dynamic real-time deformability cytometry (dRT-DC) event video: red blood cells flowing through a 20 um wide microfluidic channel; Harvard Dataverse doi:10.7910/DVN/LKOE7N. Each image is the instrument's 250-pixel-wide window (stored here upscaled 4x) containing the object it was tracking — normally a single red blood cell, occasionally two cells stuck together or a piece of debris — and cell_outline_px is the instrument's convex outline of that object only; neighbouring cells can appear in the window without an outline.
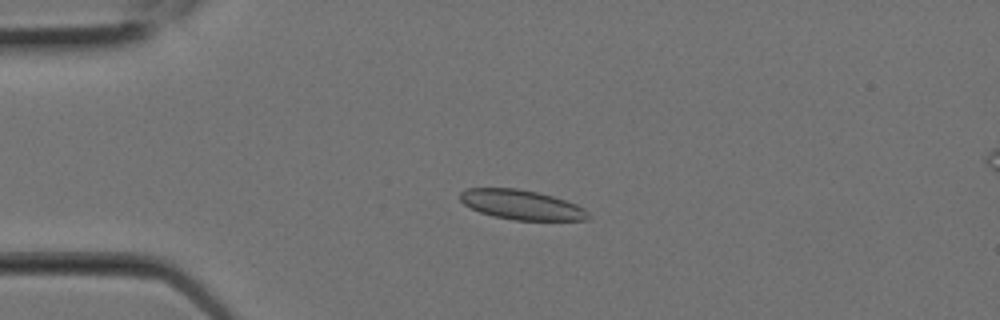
{"species": "Egyptian fruit bat (a non-hibernating species)", "species_latin": "Rousettus aegyptiacus", "temperature_condition": "room temperature", "stored_images_in_passage": 8, "camera_frame_rate_fps": 3000, "um_per_image_px": 0.085, "animal": {"sex": "female"}, "frame": {"image": 1, "passage_image": 5, "time_ms": 1.333, "image_size_px": [1000, 320], "cell_outline_px": [[588, 220], [512, 220], [492, 216], [480, 212], [464, 204], [460, 200], [460, 192], [468, 188], [516, 188], [540, 192], [576, 204], [584, 208], [588, 212]], "centroid_in_image_um": [44.32, 17.4], "position_along_channel_um": 40.7, "area_um2": 22.14}}
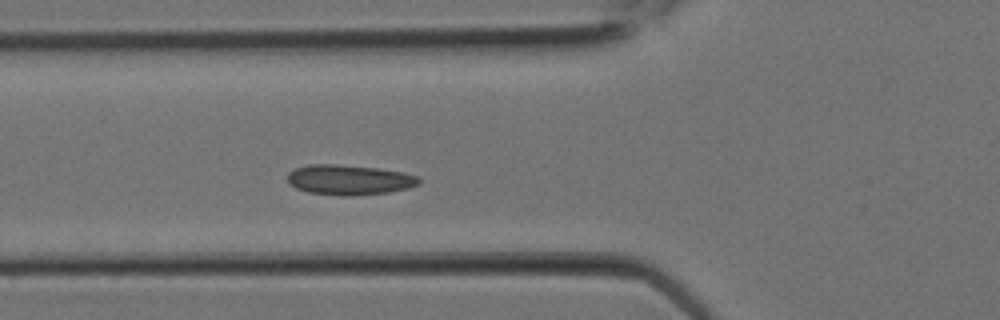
{"frame": {"image": 2, "passage_image": 8, "time_ms": 2.333, "image_size_px": [1000, 320], "cell_outline_px": [[420, 184], [408, 188], [388, 192], [352, 196], [340, 196], [308, 192], [296, 188], [288, 180], [288, 172], [296, 168], [308, 164], [336, 164], [380, 168], [400, 172], [416, 176], [420, 180]], "centroid_in_image_um": [29.67, 15.28], "position_along_channel_um": 96.1, "area_um2": 23.0}}